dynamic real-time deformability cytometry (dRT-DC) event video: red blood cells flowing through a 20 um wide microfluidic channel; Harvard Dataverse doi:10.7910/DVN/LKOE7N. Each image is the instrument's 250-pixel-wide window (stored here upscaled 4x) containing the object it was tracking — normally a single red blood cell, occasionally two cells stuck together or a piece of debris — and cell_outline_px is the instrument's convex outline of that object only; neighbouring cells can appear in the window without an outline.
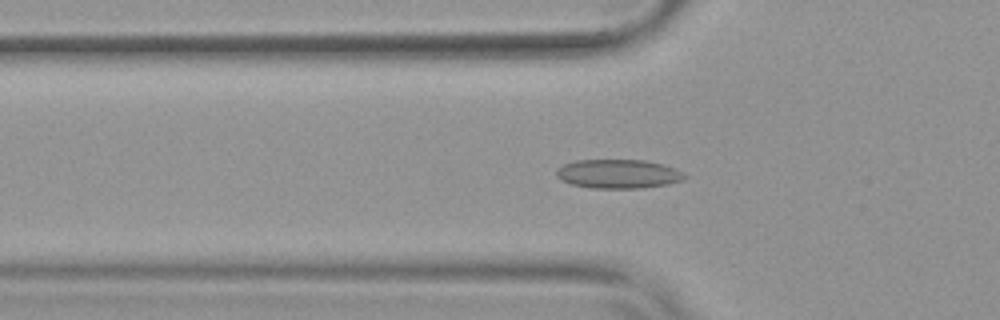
{"species": "common noctule bat (a hibernating species)", "species_latin": "Nyctalus noctula", "temperature_condition": "warm", "stored_images_in_passage": 54, "camera_frame_rate_fps": 3000, "um_per_image_px": 0.085, "animal": {"sex": "female", "body_mass_g": 19.9}, "frame": {"image": 1, "passage_image": 19, "time_ms": 6.0, "image_size_px": [1000, 320], "cell_outline_px": [[688, 176], [684, 180], [668, 184], [640, 188], [592, 188], [572, 184], [560, 180], [556, 176], [556, 172], [564, 164], [576, 160], [644, 160], [664, 164]], "centroid_in_image_um": [52.55, 14.78], "position_along_channel_um": 73.2, "area_um2": 21.56}}
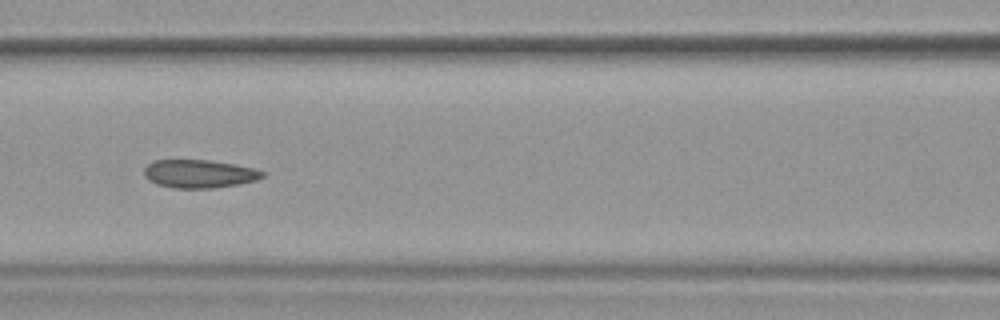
{"frame": {"image": 2, "passage_image": 25, "time_ms": 8.0, "image_size_px": [1000, 320], "cell_outline_px": [[264, 176], [256, 180], [240, 184], [212, 188], [172, 188], [156, 184], [148, 180], [144, 176], [144, 168], [152, 160], [208, 160], [256, 168], [264, 172]], "centroid_in_image_um": [16.91, 14.77], "position_along_channel_um": 149.7, "area_um2": 19.54}}
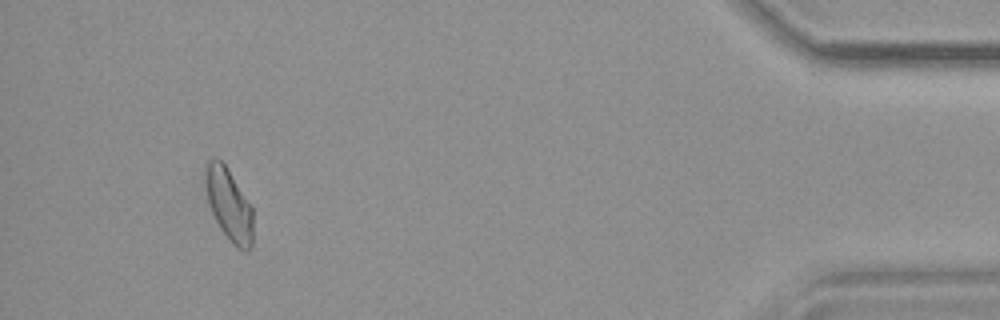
{"frame": {"image": 3, "passage_image": 51, "time_ms": 16.667, "image_size_px": [1000, 320], "cell_outline_px": [[252, 248], [248, 252], [244, 252], [236, 248], [228, 240], [220, 228], [208, 204], [204, 184], [204, 176], [208, 160], [220, 160], [228, 168], [252, 208]], "centroid_in_image_um": [19.45, 17.45], "position_along_channel_um": 415.7, "area_um2": 20.11}, "authors_computed_cell_mechanics": {"area_um2": 20.1144, "velocity_mm_per_s": 3.7983, "shape_relaxation_time_tau1_ms": null, "shape_relaxation_time_tau2_ms": 2.4289, "deformation_change_tau1": null, "deformation_change_tau2": 0.0926}}